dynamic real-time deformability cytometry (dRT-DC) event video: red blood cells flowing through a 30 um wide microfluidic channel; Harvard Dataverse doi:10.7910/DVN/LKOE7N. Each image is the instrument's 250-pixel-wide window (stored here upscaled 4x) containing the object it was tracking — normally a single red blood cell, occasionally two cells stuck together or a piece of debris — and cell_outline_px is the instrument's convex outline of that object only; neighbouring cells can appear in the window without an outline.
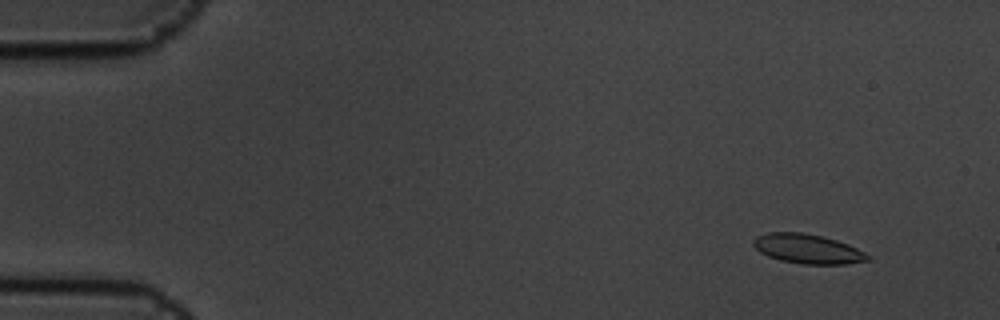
{"species": "common noctule bat (a hibernating species)", "species_latin": "Nyctalus noctula", "temperature_condition": "cold", "stored_images_in_passage": 6, "camera_frame_rate_fps": 3000, "um_per_image_px": 0.085, "animal": {"sex": "male", "body_mass_g": 19.5, "forearm_length_mm": 54.6}, "frame": {"image": 1, "passage_image": 2, "time_ms": 0.333, "image_size_px": [1000, 320], "cell_outline_px": [[872, 260], [844, 264], [804, 264], [780, 260], [768, 256], [760, 252], [752, 244], [752, 240], [756, 236], [768, 232], [804, 232], [824, 236], [848, 244], [872, 256]], "centroid_in_image_um": [68.66, 21.14], "position_along_channel_um": 16.3, "area_um2": 19.83}}
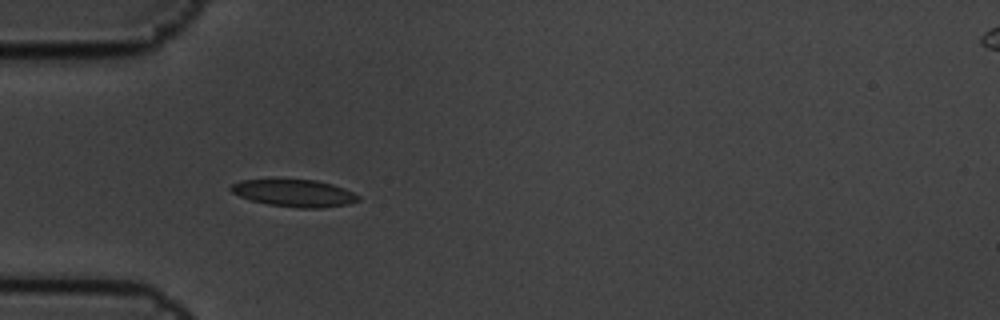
{"frame": {"image": 2, "passage_image": 5, "time_ms": 1.333, "image_size_px": [1000, 320], "cell_outline_px": [[360, 200], [348, 204], [320, 208], [296, 208], [268, 204], [252, 200], [240, 196], [232, 192], [228, 188], [232, 184], [240, 180], [316, 180], [332, 184], [344, 188], [360, 196]], "centroid_in_image_um": [25.03, 16.42], "position_along_channel_um": 60.0, "area_um2": 20.06}}
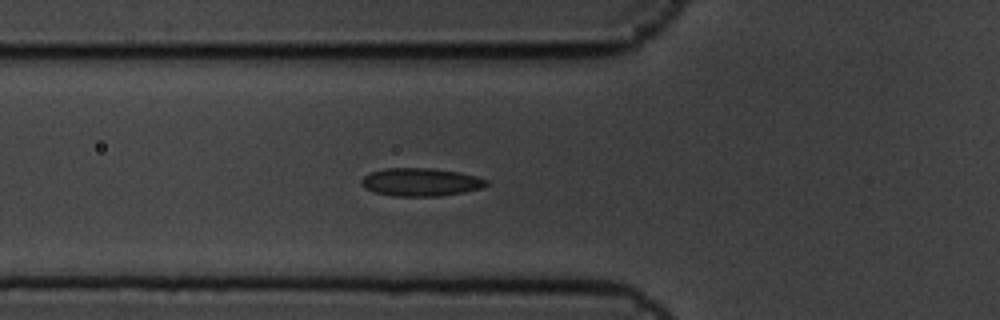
{"frame": {"image": 3, "passage_image": 6, "time_ms": 1.667, "image_size_px": [1000, 320], "cell_outline_px": [[488, 184], [480, 188], [464, 192], [440, 196], [392, 196], [372, 192], [364, 188], [360, 184], [360, 180], [364, 176], [372, 172], [384, 168], [432, 168], [460, 172], [476, 176], [488, 180]], "centroid_in_image_um": [35.73, 15.48], "position_along_channel_um": 90.1, "area_um2": 20.58}}